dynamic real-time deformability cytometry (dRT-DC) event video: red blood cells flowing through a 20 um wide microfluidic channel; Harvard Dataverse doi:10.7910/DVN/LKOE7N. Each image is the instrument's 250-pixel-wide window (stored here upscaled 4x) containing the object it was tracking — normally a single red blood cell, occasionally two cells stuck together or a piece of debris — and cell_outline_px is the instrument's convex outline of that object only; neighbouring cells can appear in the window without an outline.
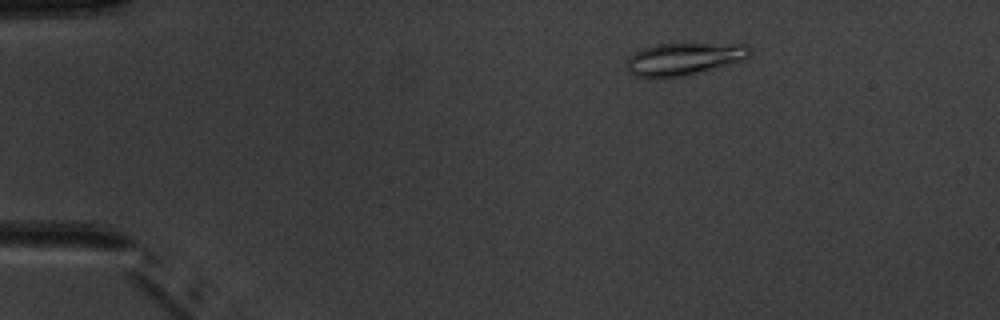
{"species": "common noctule bat (a hibernating species)", "species_latin": "Nyctalus noctula", "temperature_condition": "warm", "stored_images_in_passage": 5, "camera_frame_rate_fps": 3000, "um_per_image_px": 0.085, "animal": {"sex": "male", "body_mass_g": 20.1, "forearm_length_mm": 53.5}, "frame": {"image": 1, "passage_image": 3, "time_ms": 2.333, "image_size_px": [1000, 320], "cell_outline_px": [[752, 52], [744, 60], [684, 76], [636, 76], [628, 72], [628, 60], [636, 52], [644, 48], [660, 44], [680, 40], [748, 44], [752, 48]], "centroid_in_image_um": [58.27, 4.91], "position_along_channel_um": 26.7, "area_um2": 23.87}}